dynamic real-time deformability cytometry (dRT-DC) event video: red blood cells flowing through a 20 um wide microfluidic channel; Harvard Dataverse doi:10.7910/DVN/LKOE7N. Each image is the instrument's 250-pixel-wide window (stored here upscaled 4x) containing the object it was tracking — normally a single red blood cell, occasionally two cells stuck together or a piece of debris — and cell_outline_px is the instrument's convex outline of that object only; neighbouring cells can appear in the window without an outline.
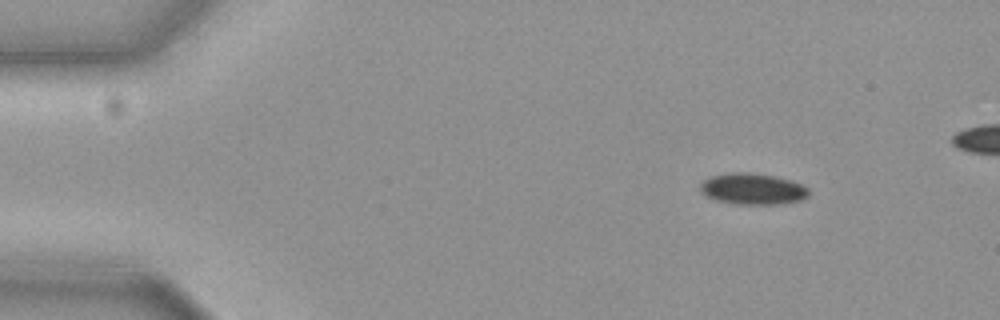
{"species": "common noctule bat (a hibernating species)", "species_latin": "Nyctalus noctula", "temperature_condition": "cold", "stored_images_in_passage": 14, "camera_frame_rate_fps": 3000, "um_per_image_px": 0.085, "animal": {"sex": "female", "body_mass_g": 19.3, "forearm_length_mm": 54.1}, "frame": {"image": 1, "passage_image": 1, "time_ms": 0.0, "image_size_px": [1000, 320], "cell_outline_px": [[808, 196], [800, 200], [780, 204], [736, 204], [716, 200], [704, 196], [700, 192], [700, 184], [708, 176], [728, 172], [748, 172], [776, 176], [800, 184], [808, 188]], "centroid_in_image_um": [63.91, 16.05], "position_along_channel_um": 21.1, "area_um2": 19.88}}